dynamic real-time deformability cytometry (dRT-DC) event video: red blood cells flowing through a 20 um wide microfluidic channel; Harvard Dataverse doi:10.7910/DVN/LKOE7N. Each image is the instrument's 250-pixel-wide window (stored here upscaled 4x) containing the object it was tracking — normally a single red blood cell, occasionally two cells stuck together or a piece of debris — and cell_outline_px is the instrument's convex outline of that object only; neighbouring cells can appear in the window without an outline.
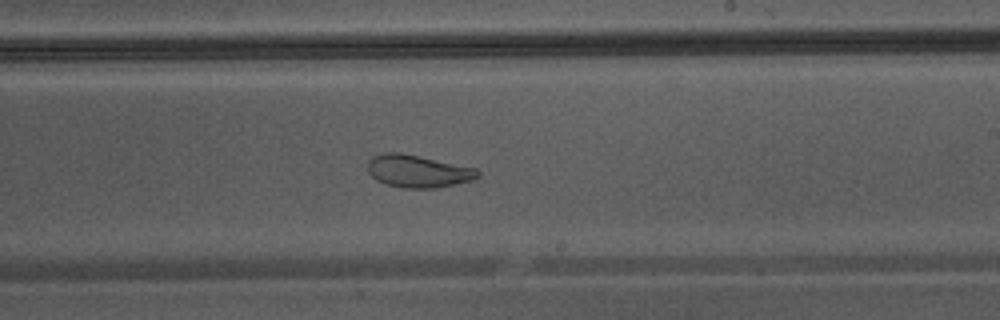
{"species": "Egyptian fruit bat (a non-hibernating species)", "species_latin": "Rousettus aegyptiacus", "temperature_condition": "warm", "stored_images_in_passage": 34, "camera_frame_rate_fps": 3000, "um_per_image_px": 0.085, "animal": {"sex": "male"}, "frame": {"image": 1, "passage_image": 15, "time_ms": 4.667, "image_size_px": [1000, 320], "cell_outline_px": [[480, 176], [472, 180], [436, 188], [400, 188], [384, 184], [376, 180], [368, 172], [368, 160], [372, 156], [384, 152], [400, 152], [476, 168], [480, 172]], "centroid_in_image_um": [35.49, 14.55], "position_along_channel_um": 253.5, "area_um2": 20.98}}